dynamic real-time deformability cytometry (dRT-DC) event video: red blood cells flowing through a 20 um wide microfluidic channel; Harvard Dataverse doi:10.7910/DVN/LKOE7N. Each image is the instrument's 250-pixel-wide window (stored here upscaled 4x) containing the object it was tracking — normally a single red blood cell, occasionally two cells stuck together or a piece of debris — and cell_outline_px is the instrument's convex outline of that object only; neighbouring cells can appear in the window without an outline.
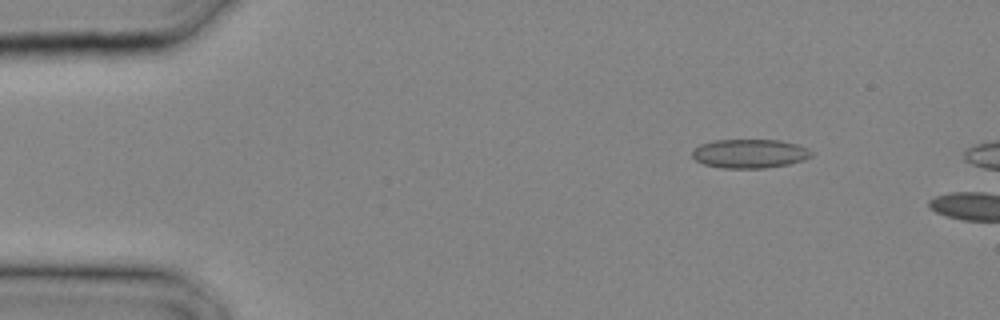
{"species": "common noctule bat (a hibernating species)", "species_latin": "Nyctalus noctula", "temperature_condition": "cold", "stored_images_in_passage": 6, "camera_frame_rate_fps": 3000, "um_per_image_px": 0.085, "animal": {"sex": "male", "body_mass_g": 20.4}, "frame": {"image": 1, "passage_image": 4, "time_ms": 1.0, "image_size_px": [1000, 320], "cell_outline_px": [[812, 156], [804, 160], [788, 164], [764, 168], [720, 168], [704, 164], [696, 160], [692, 156], [692, 152], [700, 144], [716, 140], [780, 140], [796, 144], [808, 148], [812, 152]], "centroid_in_image_um": [63.74, 13.06], "position_along_channel_um": 21.3, "area_um2": 20.06}}